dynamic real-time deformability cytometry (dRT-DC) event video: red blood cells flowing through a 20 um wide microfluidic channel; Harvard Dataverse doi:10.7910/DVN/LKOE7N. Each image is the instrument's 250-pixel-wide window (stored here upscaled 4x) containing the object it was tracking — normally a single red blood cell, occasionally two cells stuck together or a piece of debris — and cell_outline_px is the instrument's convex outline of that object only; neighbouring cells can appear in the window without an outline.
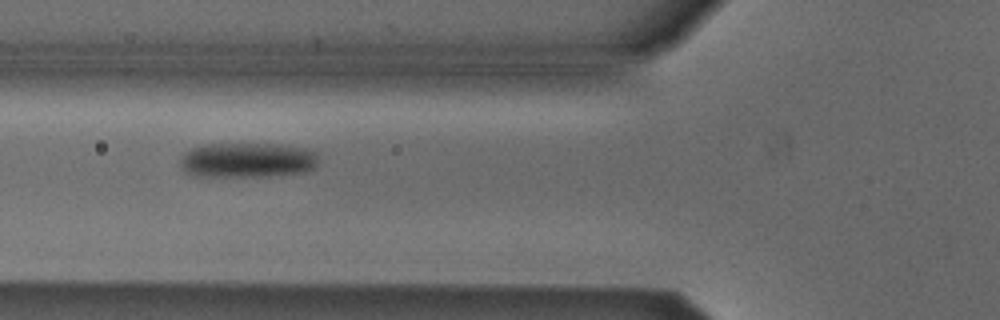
{"species": "Egyptian fruit bat (a non-hibernating species)", "species_latin": "Rousettus aegyptiacus", "temperature_condition": "cold", "stored_images_in_passage": 7, "camera_frame_rate_fps": 3000, "um_per_image_px": 0.085, "animal": {"sex": "male"}, "frame": {"image": 1, "passage_image": 5, "time_ms": 1.333, "image_size_px": [1000, 320], "cell_outline_px": [[316, 164], [312, 168], [304, 172], [264, 176], [196, 176], [184, 172], [180, 160], [184, 152], [192, 148], [204, 144], [280, 144], [308, 148], [316, 152]], "centroid_in_image_um": [21.0, 13.6], "position_along_channel_um": 104.8, "area_um2": 28.15}}
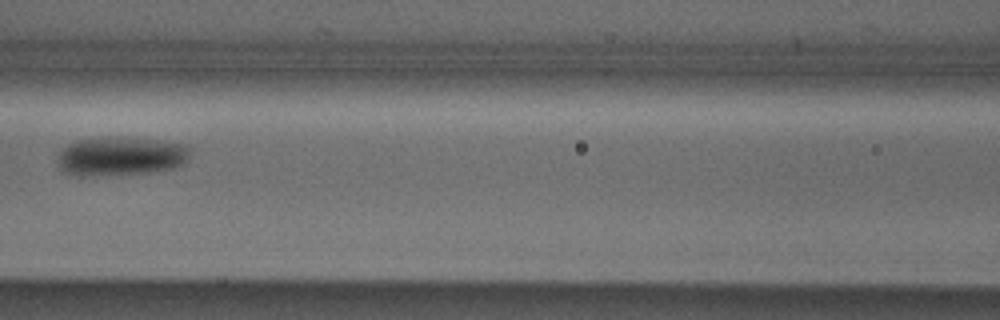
{"frame": {"image": 2, "passage_image": 6, "time_ms": 1.667, "image_size_px": [1000, 320], "cell_outline_px": [[192, 148], [188, 156], [180, 164], [172, 168], [152, 172], [88, 176], [76, 176], [64, 172], [56, 164], [56, 160], [60, 152], [68, 144], [80, 140], [108, 136], [120, 136], [160, 140], [188, 144]], "centroid_in_image_um": [10.24, 13.26], "position_along_channel_um": 156.4, "area_um2": 30.4}}
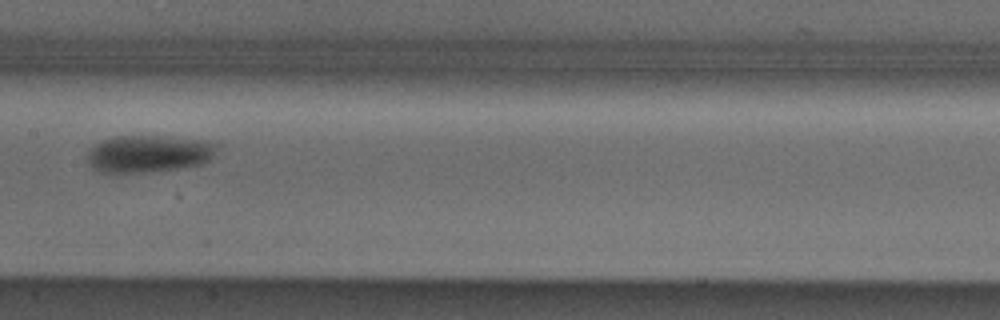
{"frame": {"image": 3, "passage_image": 7, "time_ms": 2.0, "image_size_px": [1000, 320], "cell_outline_px": [[216, 148], [212, 156], [204, 164], [176, 168], [144, 172], [100, 172], [92, 168], [88, 164], [88, 148], [104, 140], [116, 136], [168, 136], [208, 140], [216, 144]], "centroid_in_image_um": [12.63, 13.05], "position_along_channel_um": 194.8, "area_um2": 28.03}}